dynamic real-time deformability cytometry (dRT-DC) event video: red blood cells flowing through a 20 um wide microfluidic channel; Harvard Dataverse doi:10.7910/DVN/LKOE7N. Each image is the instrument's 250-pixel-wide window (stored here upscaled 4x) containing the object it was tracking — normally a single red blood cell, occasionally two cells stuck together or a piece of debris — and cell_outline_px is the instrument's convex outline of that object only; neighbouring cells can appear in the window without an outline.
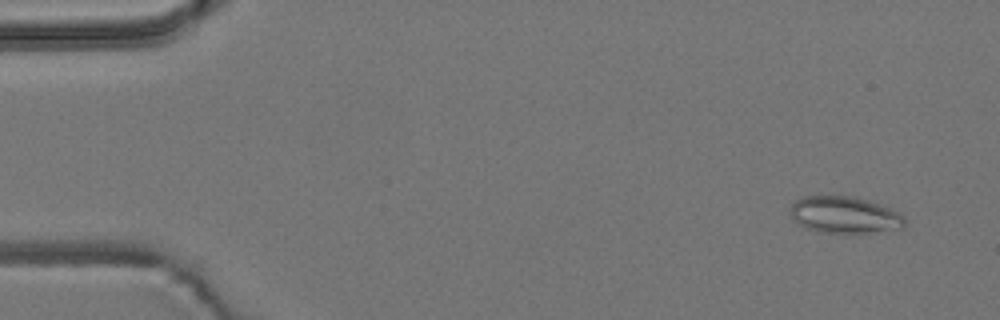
{"species": "common noctule bat (a hibernating species)", "species_latin": "Nyctalus noctula", "temperature_condition": "room temperature", "stored_images_in_passage": 4, "camera_frame_rate_fps": 3000, "um_per_image_px": 0.085, "animal": {"sex": "male", "body_mass_g": 19.2, "forearm_length_mm": 51.8}, "frame": {"image": 1, "passage_image": 1, "time_ms": 0.0, "image_size_px": [1000, 320], "cell_outline_px": [[904, 228], [868, 232], [816, 232], [800, 224], [788, 212], [792, 204], [796, 200], [804, 196], [852, 196], [900, 212], [904, 216]], "centroid_in_image_um": [71.76, 18.26], "position_along_channel_um": 13.2, "area_um2": 24.04}}
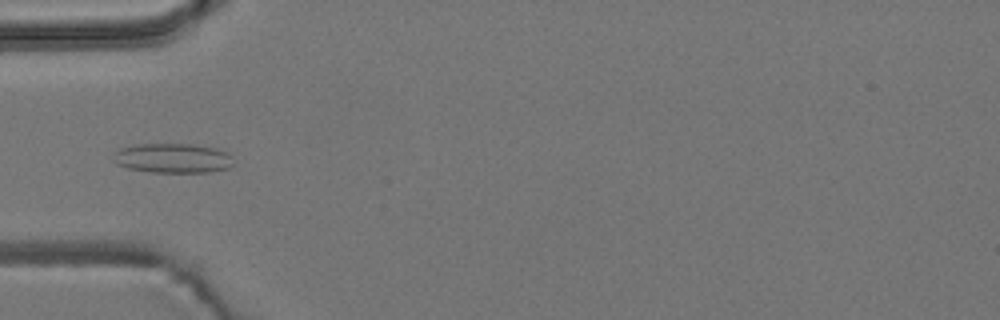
{"frame": {"image": 2, "passage_image": 4, "time_ms": 4.667, "image_size_px": [1000, 320], "cell_outline_px": [[236, 164], [228, 168], [208, 172], [152, 172], [128, 168], [116, 164], [112, 160], [112, 156], [120, 148], [136, 144], [192, 144], [216, 148], [232, 156]], "centroid_in_image_um": [14.69, 13.44], "position_along_channel_um": 70.3, "area_um2": 20.87}}